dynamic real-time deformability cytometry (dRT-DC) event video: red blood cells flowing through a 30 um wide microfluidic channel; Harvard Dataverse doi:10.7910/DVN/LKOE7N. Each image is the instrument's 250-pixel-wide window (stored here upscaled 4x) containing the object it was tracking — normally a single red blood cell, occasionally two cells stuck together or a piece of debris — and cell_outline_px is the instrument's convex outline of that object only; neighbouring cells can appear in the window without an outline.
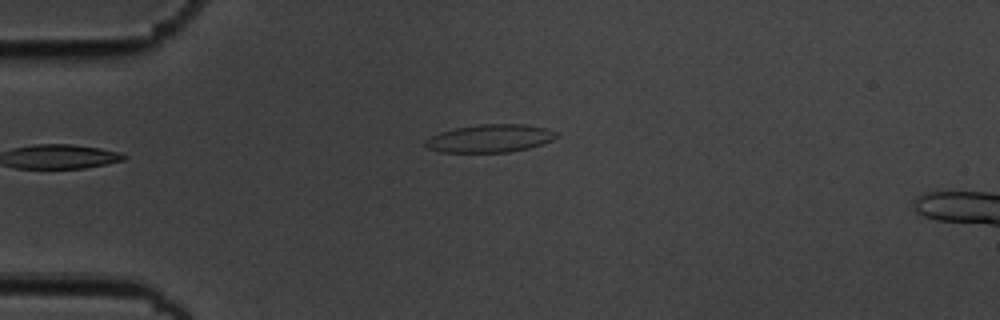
{"species": "common noctule bat (a hibernating species)", "species_latin": "Nyctalus noctula", "temperature_condition": "cold", "stored_images_in_passage": 3, "camera_frame_rate_fps": 3000, "um_per_image_px": 0.085, "animal": {"sex": "male", "body_mass_g": 19.5, "forearm_length_mm": 54.6}, "frame": {"image": 1, "passage_image": 3, "time_ms": 0.667, "image_size_px": [1000, 320], "cell_outline_px": [[560, 136], [552, 140], [528, 148], [508, 152], [440, 152], [428, 148], [424, 144], [424, 140], [440, 132], [456, 128], [480, 124], [524, 124], [544, 128], [556, 132]], "centroid_in_image_um": [41.64, 11.76], "position_along_channel_um": 43.4, "area_um2": 21.15}}